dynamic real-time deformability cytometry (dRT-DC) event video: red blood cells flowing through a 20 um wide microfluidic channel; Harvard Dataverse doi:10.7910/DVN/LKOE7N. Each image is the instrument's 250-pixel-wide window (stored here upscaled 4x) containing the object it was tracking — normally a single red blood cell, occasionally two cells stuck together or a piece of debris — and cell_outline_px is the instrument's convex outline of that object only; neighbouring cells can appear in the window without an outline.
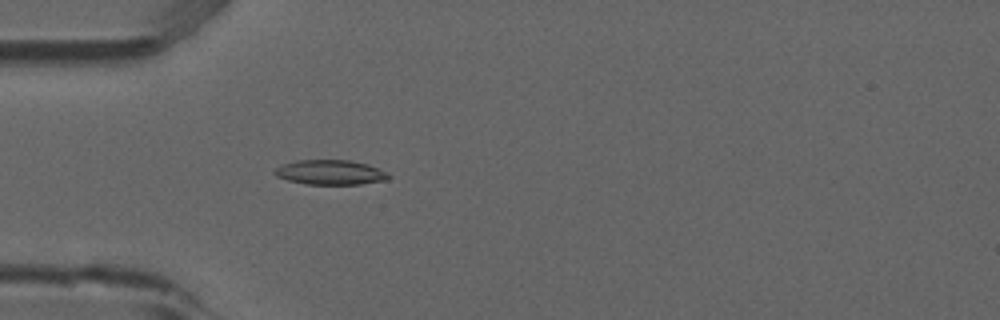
{"species": "common noctule bat (a hibernating species)", "species_latin": "Nyctalus noctula", "temperature_condition": "room temperature", "stored_images_in_passage": 3, "camera_frame_rate_fps": 3000, "um_per_image_px": 0.085, "animal": {"sex": "male", "forearm_length_mm": 52.5}, "frame": {"image": 1, "passage_image": 3, "time_ms": 0.667, "image_size_px": [1000, 320], "cell_outline_px": [[392, 176], [388, 180], [360, 184], [304, 184], [288, 180], [276, 176], [272, 172], [280, 164], [300, 160], [348, 160], [368, 164], [388, 172]], "centroid_in_image_um": [28.09, 14.65], "position_along_channel_um": 56.9, "area_um2": 16.59}}